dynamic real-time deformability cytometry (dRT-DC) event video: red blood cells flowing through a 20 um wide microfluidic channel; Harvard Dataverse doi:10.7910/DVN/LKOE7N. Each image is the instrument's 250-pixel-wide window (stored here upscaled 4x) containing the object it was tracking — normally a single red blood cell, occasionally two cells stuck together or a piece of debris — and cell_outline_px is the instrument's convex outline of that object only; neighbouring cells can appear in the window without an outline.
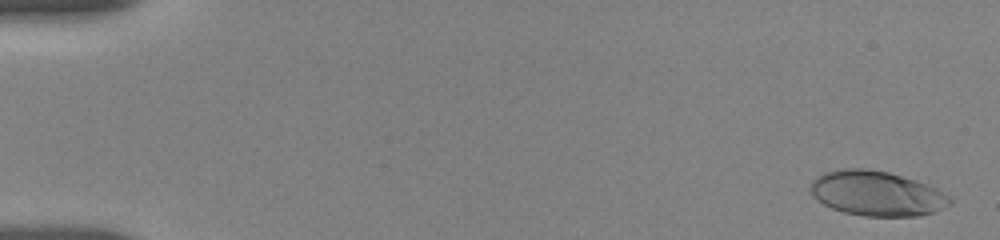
{"species": "human", "species_latin": "Homo sapiens", "temperature_condition": "room temperature", "stored_images_in_passage": 36, "camera_frame_rate_fps": 3000, "um_per_image_px": 0.085, "donor": {"sex": "female"}, "frame": {"image": 1, "passage_image": 2, "time_ms": 0.333, "image_size_px": [1000, 240], "cell_outline_px": [[952, 204], [932, 212], [920, 216], [864, 216], [844, 212], [832, 208], [824, 204], [812, 196], [808, 188], [812, 180], [824, 172], [840, 168], [864, 168], [888, 172], [936, 188], [948, 196], [952, 200]], "centroid_in_image_um": [74.46, 16.44], "position_along_channel_um": 10.5, "area_um2": 36.3}}
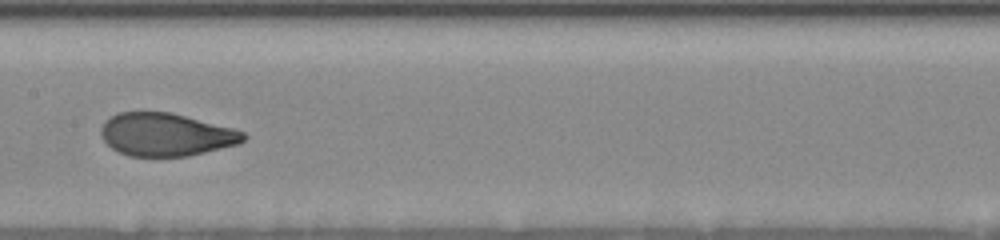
{"frame": {"image": 2, "passage_image": 20, "time_ms": 9.333, "image_size_px": [1000, 240], "cell_outline_px": [[248, 136], [240, 144], [188, 156], [128, 156], [112, 148], [100, 136], [100, 128], [104, 120], [108, 116], [116, 112], [168, 112], [232, 128], [244, 132]], "centroid_in_image_um": [14.07, 11.44], "position_along_channel_um": 193.3, "area_um2": 35.66}}
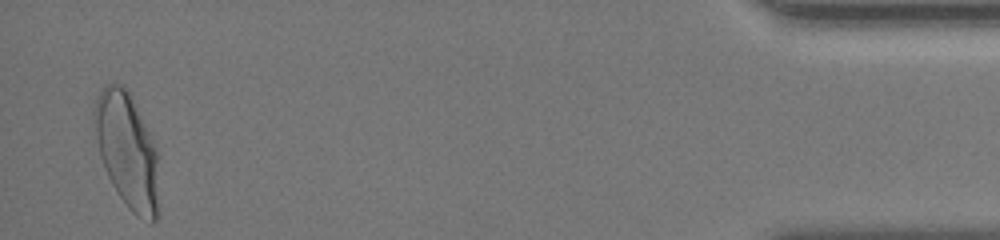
{"frame": {"image": 3, "passage_image": 36, "time_ms": 17.667, "image_size_px": [1000, 240], "cell_outline_px": [[160, 216], [152, 224], [136, 216], [128, 208], [112, 184], [108, 176], [100, 156], [96, 136], [92, 112], [96, 100], [104, 84], [120, 84], [128, 92], [156, 144], [160, 208]], "centroid_in_image_um": [10.84, 12.88], "position_along_channel_um": 424.4, "area_um2": 43.52}, "authors_computed_cell_mechanics": {"area_um2": 36.5296, "velocity_mm_per_s": 3.6622, "shape_relaxation_time_tau1_ms": 4.4453, "shape_relaxation_time_tau2_ms": null, "deformation_change_tau1": 0.1829, "deformation_change_tau2": null}}